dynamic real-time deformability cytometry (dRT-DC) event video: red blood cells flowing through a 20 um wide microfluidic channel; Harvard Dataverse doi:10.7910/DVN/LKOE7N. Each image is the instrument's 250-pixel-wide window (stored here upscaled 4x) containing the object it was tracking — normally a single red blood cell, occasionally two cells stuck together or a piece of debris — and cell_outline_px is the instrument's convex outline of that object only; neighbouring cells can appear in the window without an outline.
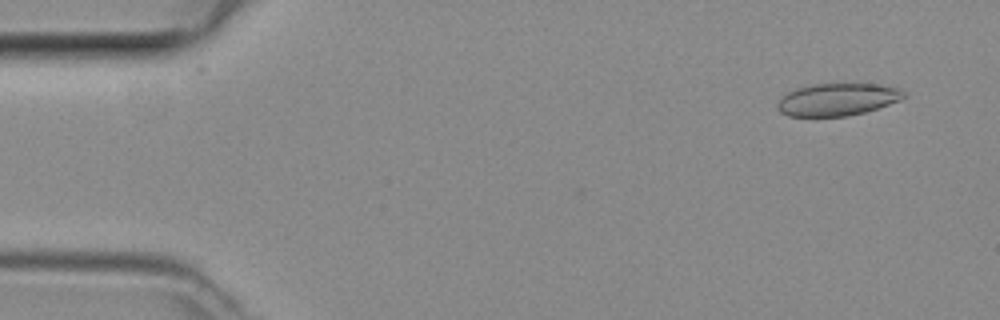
{"species": "common noctule bat (a hibernating species)", "species_latin": "Nyctalus noctula", "temperature_condition": "room temperature", "stored_images_in_passage": 46, "camera_frame_rate_fps": 3000, "um_per_image_px": 0.085, "animal": {"sex": "female", "body_mass_g": 29.2, "forearm_length_mm": 56.3}, "frame": {"image": 1, "passage_image": 3, "time_ms": 0.667, "image_size_px": [1000, 320], "cell_outline_px": [[908, 96], [900, 100], [864, 112], [848, 116], [788, 116], [780, 112], [776, 108], [776, 104], [788, 92], [796, 88], [812, 84], [880, 84], [900, 88]], "centroid_in_image_um": [71.19, 8.45], "position_along_channel_um": 13.8, "area_um2": 23.81}}
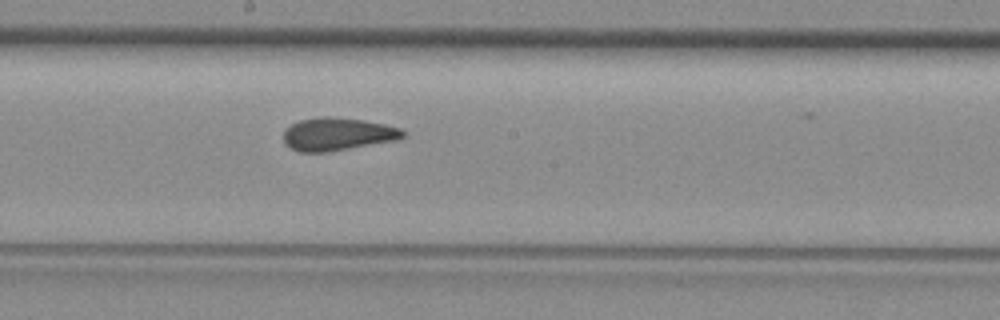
{"frame": {"image": 2, "passage_image": 25, "time_ms": 8.0, "image_size_px": [1000, 320], "cell_outline_px": [[408, 132], [404, 136], [396, 140], [324, 152], [300, 152], [284, 144], [284, 128], [300, 120], [316, 116], [332, 116], [364, 120], [384, 124], [400, 128]], "centroid_in_image_um": [28.67, 11.38], "position_along_channel_um": 219.5, "area_um2": 22.89}}
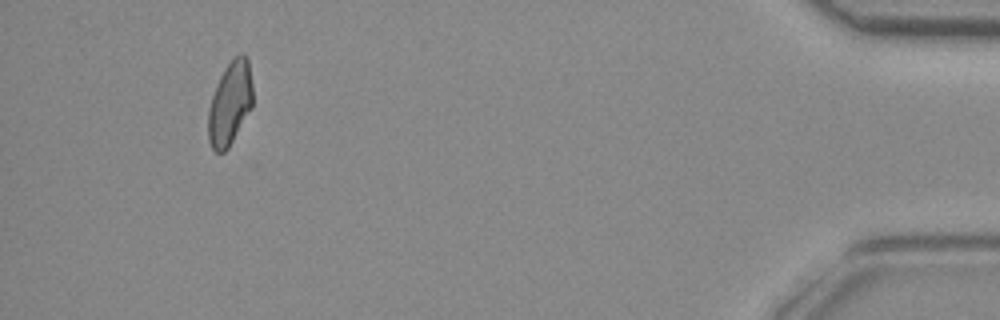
{"frame": {"image": 3, "passage_image": 44, "time_ms": 14.333, "image_size_px": [1000, 320], "cell_outline_px": [[252, 108], [228, 148], [224, 152], [216, 152], [212, 148], [208, 140], [208, 108], [216, 84], [224, 68], [232, 56], [240, 52], [244, 52], [248, 60], [252, 84]], "centroid_in_image_um": [19.55, 8.74], "position_along_channel_um": 415.7, "area_um2": 21.96}}